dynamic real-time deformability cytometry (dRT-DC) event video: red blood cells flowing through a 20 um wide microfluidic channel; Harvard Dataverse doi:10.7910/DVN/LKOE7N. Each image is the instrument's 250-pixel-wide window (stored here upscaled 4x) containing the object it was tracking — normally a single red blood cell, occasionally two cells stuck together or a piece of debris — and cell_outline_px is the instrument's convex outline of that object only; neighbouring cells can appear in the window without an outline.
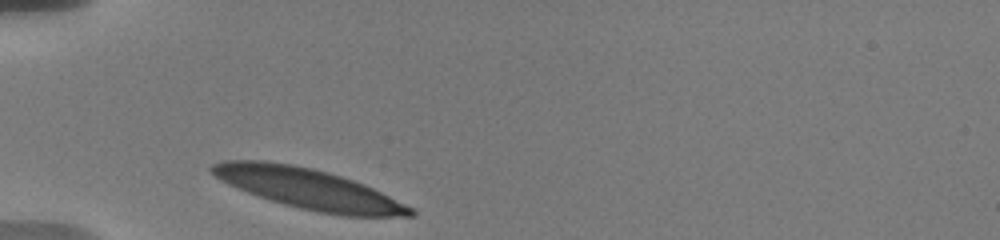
{"species": "human", "species_latin": "Homo sapiens", "temperature_condition": "warm", "stored_images_in_passage": 7, "camera_frame_rate_fps": 3000, "um_per_image_px": 0.085, "donor": {"sex": "male"}, "frame": {"image": 1, "passage_image": 1, "time_ms": 0.0, "image_size_px": [1000, 240], "cell_outline_px": [[416, 216], [344, 216], [316, 212], [284, 204], [248, 192], [228, 184], [220, 180], [208, 168], [212, 164], [224, 160], [264, 160], [292, 164], [312, 168], [328, 172], [364, 184], [412, 208], [416, 212]], "centroid_in_image_um": [26.2, 16.04], "position_along_channel_um": 58.8, "area_um2": 46.18}}
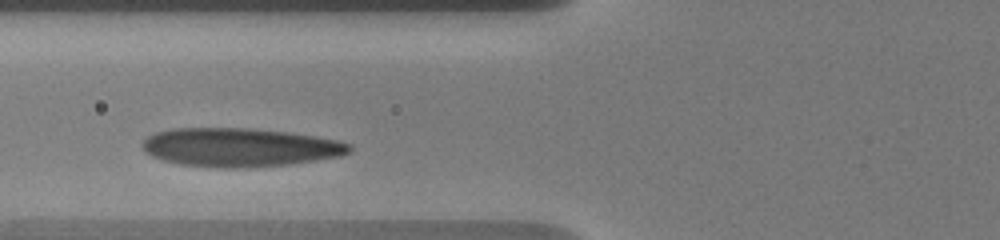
{"frame": {"image": 2, "passage_image": 5, "time_ms": 1.667, "image_size_px": [1000, 240], "cell_outline_px": [[352, 148], [348, 152], [340, 156], [288, 164], [248, 168], [216, 168], [176, 164], [152, 156], [144, 152], [140, 144], [148, 136], [156, 132], [172, 128], [248, 128], [288, 132], [340, 140], [352, 144]], "centroid_in_image_um": [20.35, 12.53], "position_along_channel_um": 105.5, "area_um2": 46.93}}